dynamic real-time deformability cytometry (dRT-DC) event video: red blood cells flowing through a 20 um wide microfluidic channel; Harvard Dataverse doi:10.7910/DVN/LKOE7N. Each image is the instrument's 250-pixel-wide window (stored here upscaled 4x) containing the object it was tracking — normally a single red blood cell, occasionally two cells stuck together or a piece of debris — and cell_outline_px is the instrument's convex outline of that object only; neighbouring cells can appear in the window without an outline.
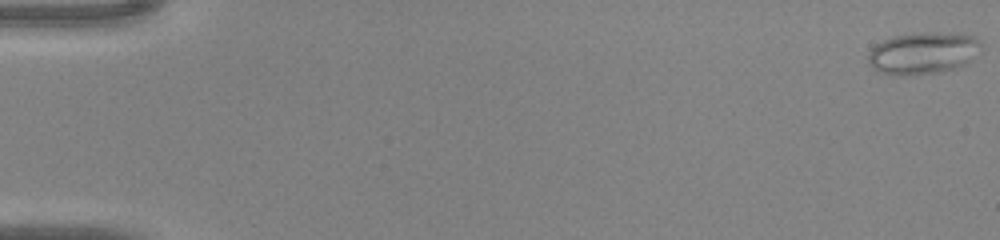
{"species": "common noctule bat (a hibernating species)", "species_latin": "Nyctalus noctula", "temperature_condition": "warm", "stored_images_in_passage": 45, "camera_frame_rate_fps": 3000, "um_per_image_px": 0.085, "animal": {"sex": "male", "body_mass_g": 20.0, "forearm_length_mm": 53.3}, "frame": {"image": 1, "passage_image": 1, "time_ms": 0.0, "image_size_px": [1000, 240], "cell_outline_px": [[980, 52], [964, 64], [940, 72], [908, 76], [892, 76], [880, 72], [872, 68], [868, 64], [868, 52], [876, 44], [892, 36], [924, 32], [956, 32], [976, 36], [980, 40]], "centroid_in_image_um": [78.44, 4.51], "position_along_channel_um": 6.6, "area_um2": 28.09}}
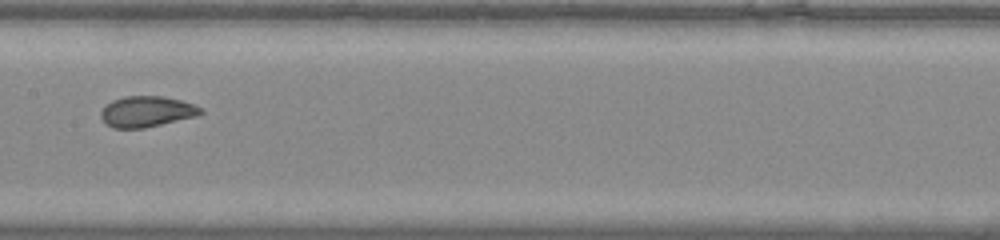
{"frame": {"image": 2, "passage_image": 24, "time_ms": 7.667, "image_size_px": [1000, 240], "cell_outline_px": [[204, 112], [196, 116], [144, 128], [112, 128], [104, 124], [100, 116], [100, 112], [112, 100], [124, 96], [164, 96], [180, 100], [192, 104], [200, 108]], "centroid_in_image_um": [12.42, 9.49], "position_along_channel_um": 195.0, "area_um2": 17.86}}
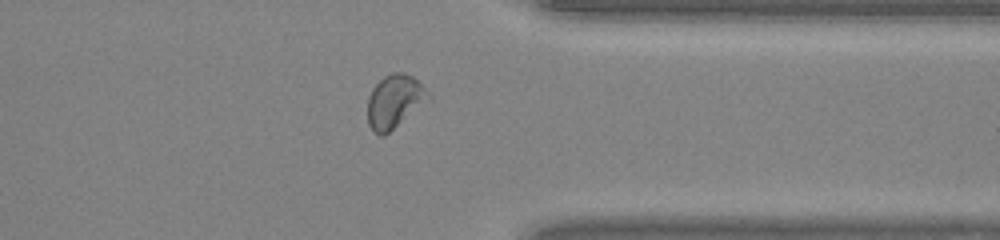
{"frame": {"image": 3, "passage_image": 36, "time_ms": 11.667, "image_size_px": [1000, 240], "cell_outline_px": [[432, 100], [384, 136], [380, 136], [372, 132], [368, 124], [368, 96], [372, 88], [384, 76], [392, 72], [404, 72], [412, 76], [432, 96]], "centroid_in_image_um": [33.55, 8.65], "position_along_channel_um": 377.8, "area_um2": 19.31}}